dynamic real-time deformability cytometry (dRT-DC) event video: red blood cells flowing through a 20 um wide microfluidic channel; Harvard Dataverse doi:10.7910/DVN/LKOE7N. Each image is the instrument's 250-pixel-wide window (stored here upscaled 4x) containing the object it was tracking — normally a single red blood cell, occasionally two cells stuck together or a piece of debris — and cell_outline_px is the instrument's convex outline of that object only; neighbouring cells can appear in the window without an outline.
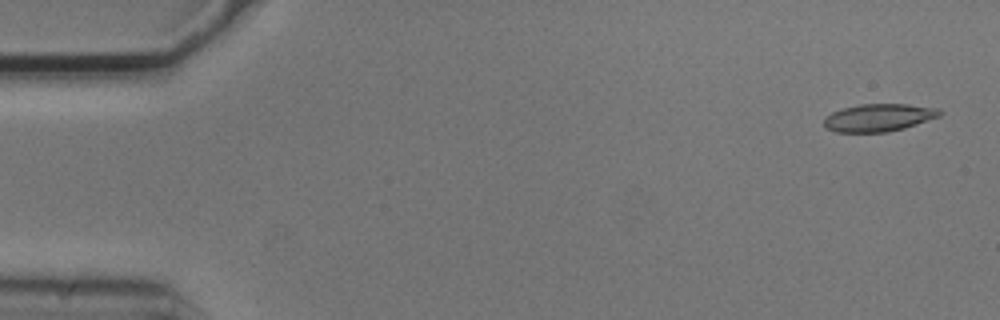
{"species": "common noctule bat (a hibernating species)", "species_latin": "Nyctalus noctula", "temperature_condition": "cold", "stored_images_in_passage": 7, "camera_frame_rate_fps": 3000, "um_per_image_px": 0.085, "animal": {"sex": "male", "body_mass_g": 20.5, "forearm_length_mm": 52.5}, "frame": {"image": 1, "passage_image": 1, "time_ms": 0.0, "image_size_px": [1000, 320], "cell_outline_px": [[944, 112], [940, 116], [904, 128], [888, 132], [836, 132], [824, 128], [824, 120], [832, 112], [844, 108], [860, 104], [908, 104], [940, 108]], "centroid_in_image_um": [74.72, 9.99], "position_along_channel_um": 10.3, "area_um2": 18.67}}
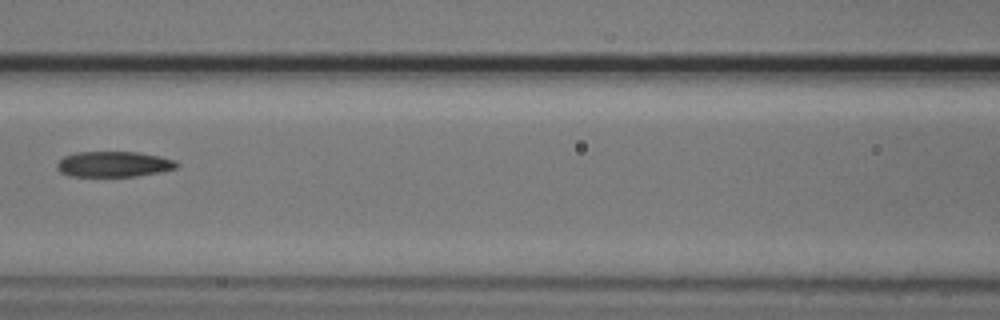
{"frame": {"image": 2, "passage_image": 7, "time_ms": 2.0, "image_size_px": [1000, 320], "cell_outline_px": [[180, 168], [160, 172], [136, 176], [68, 176], [60, 172], [56, 168], [56, 164], [64, 156], [76, 152], [136, 152], [160, 156], [176, 160], [180, 164]], "centroid_in_image_um": [9.7, 13.95], "position_along_channel_um": 156.9, "area_um2": 18.03}}